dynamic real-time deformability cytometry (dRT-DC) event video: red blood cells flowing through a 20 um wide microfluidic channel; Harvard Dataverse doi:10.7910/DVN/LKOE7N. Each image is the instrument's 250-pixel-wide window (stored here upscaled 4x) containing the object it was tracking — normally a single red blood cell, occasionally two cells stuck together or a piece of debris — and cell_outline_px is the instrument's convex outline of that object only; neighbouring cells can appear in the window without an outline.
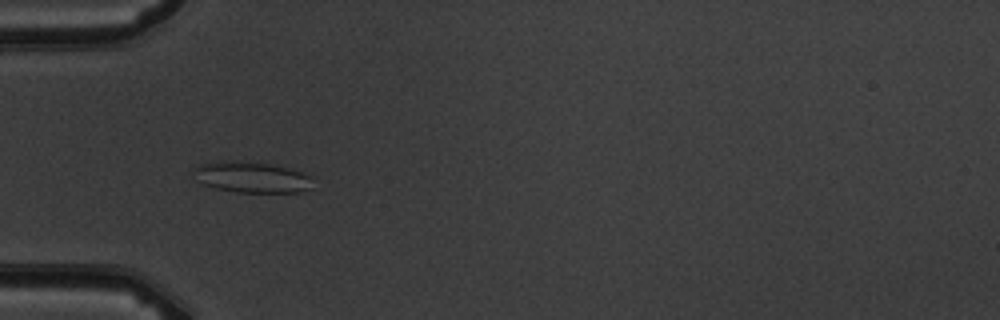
{"species": "common noctule bat (a hibernating species)", "species_latin": "Nyctalus noctula", "temperature_condition": "warm", "stored_images_in_passage": 6, "camera_frame_rate_fps": 3000, "um_per_image_px": 0.085, "animal": {"sex": "male", "body_mass_g": 19.5, "forearm_length_mm": 54.6}, "frame": {"image": 1, "passage_image": 5, "time_ms": 4.667, "image_size_px": [1000, 320], "cell_outline_px": [[312, 188], [300, 192], [236, 192], [216, 188], [204, 184], [196, 180], [192, 172], [192, 168], [200, 164], [228, 160], [240, 160], [272, 164], [304, 172], [312, 176]], "centroid_in_image_um": [21.4, 15.05], "position_along_channel_um": 63.6, "area_um2": 21.85}}
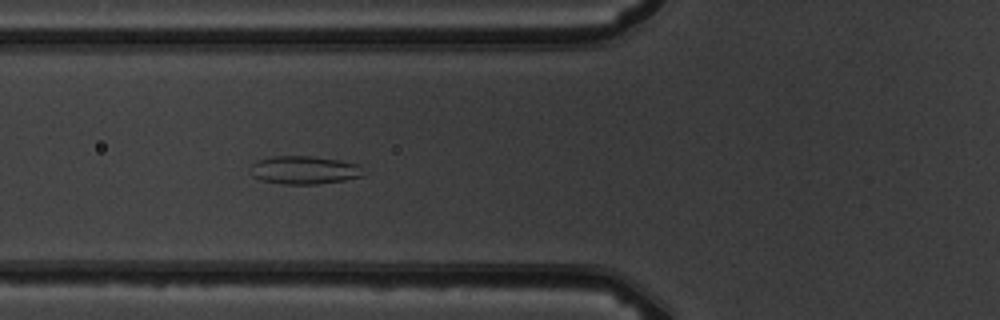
{"frame": {"image": 2, "passage_image": 6, "time_ms": 5.667, "image_size_px": [1000, 320], "cell_outline_px": [[360, 176], [344, 180], [316, 184], [284, 184], [260, 180], [252, 176], [248, 172], [252, 164], [256, 160], [272, 156], [312, 156], [340, 160], [356, 164]], "centroid_in_image_um": [25.71, 14.45], "position_along_channel_um": 100.1, "area_um2": 18.32}}